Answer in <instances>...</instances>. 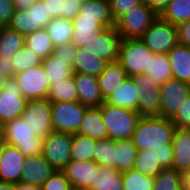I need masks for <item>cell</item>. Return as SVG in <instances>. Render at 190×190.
Returning a JSON list of instances; mask_svg holds the SVG:
<instances>
[{"instance_id":"obj_40","label":"cell","mask_w":190,"mask_h":190,"mask_svg":"<svg viewBox=\"0 0 190 190\" xmlns=\"http://www.w3.org/2000/svg\"><path fill=\"white\" fill-rule=\"evenodd\" d=\"M8 27L24 36L35 31L34 8L28 10L15 9Z\"/></svg>"},{"instance_id":"obj_23","label":"cell","mask_w":190,"mask_h":190,"mask_svg":"<svg viewBox=\"0 0 190 190\" xmlns=\"http://www.w3.org/2000/svg\"><path fill=\"white\" fill-rule=\"evenodd\" d=\"M76 133L90 136L95 140L109 139L108 130L103 122L100 107L86 109L82 123Z\"/></svg>"},{"instance_id":"obj_61","label":"cell","mask_w":190,"mask_h":190,"mask_svg":"<svg viewBox=\"0 0 190 190\" xmlns=\"http://www.w3.org/2000/svg\"><path fill=\"white\" fill-rule=\"evenodd\" d=\"M88 1H92V0H78V2L82 3V4H85L86 2Z\"/></svg>"},{"instance_id":"obj_33","label":"cell","mask_w":190,"mask_h":190,"mask_svg":"<svg viewBox=\"0 0 190 190\" xmlns=\"http://www.w3.org/2000/svg\"><path fill=\"white\" fill-rule=\"evenodd\" d=\"M137 152L132 139L116 140L117 171L122 173L133 169Z\"/></svg>"},{"instance_id":"obj_36","label":"cell","mask_w":190,"mask_h":190,"mask_svg":"<svg viewBox=\"0 0 190 190\" xmlns=\"http://www.w3.org/2000/svg\"><path fill=\"white\" fill-rule=\"evenodd\" d=\"M159 85L173 79L170 61L167 54H154L149 69L145 72Z\"/></svg>"},{"instance_id":"obj_27","label":"cell","mask_w":190,"mask_h":190,"mask_svg":"<svg viewBox=\"0 0 190 190\" xmlns=\"http://www.w3.org/2000/svg\"><path fill=\"white\" fill-rule=\"evenodd\" d=\"M78 15L82 17L98 18V23L106 28L115 26L111 15L109 0H92L82 4Z\"/></svg>"},{"instance_id":"obj_19","label":"cell","mask_w":190,"mask_h":190,"mask_svg":"<svg viewBox=\"0 0 190 190\" xmlns=\"http://www.w3.org/2000/svg\"><path fill=\"white\" fill-rule=\"evenodd\" d=\"M172 144L174 148L172 168L180 173L190 169V129L175 128Z\"/></svg>"},{"instance_id":"obj_55","label":"cell","mask_w":190,"mask_h":190,"mask_svg":"<svg viewBox=\"0 0 190 190\" xmlns=\"http://www.w3.org/2000/svg\"><path fill=\"white\" fill-rule=\"evenodd\" d=\"M36 0H13L15 9L28 10Z\"/></svg>"},{"instance_id":"obj_20","label":"cell","mask_w":190,"mask_h":190,"mask_svg":"<svg viewBox=\"0 0 190 190\" xmlns=\"http://www.w3.org/2000/svg\"><path fill=\"white\" fill-rule=\"evenodd\" d=\"M74 31L71 43L77 48L96 38L106 27L98 23V18L82 17L77 15L73 20Z\"/></svg>"},{"instance_id":"obj_35","label":"cell","mask_w":190,"mask_h":190,"mask_svg":"<svg viewBox=\"0 0 190 190\" xmlns=\"http://www.w3.org/2000/svg\"><path fill=\"white\" fill-rule=\"evenodd\" d=\"M93 161H95L99 166H107L117 170L116 140L110 138L96 140Z\"/></svg>"},{"instance_id":"obj_22","label":"cell","mask_w":190,"mask_h":190,"mask_svg":"<svg viewBox=\"0 0 190 190\" xmlns=\"http://www.w3.org/2000/svg\"><path fill=\"white\" fill-rule=\"evenodd\" d=\"M140 91L136 88L132 77H128L123 84L104 102L117 107L128 108L138 112Z\"/></svg>"},{"instance_id":"obj_51","label":"cell","mask_w":190,"mask_h":190,"mask_svg":"<svg viewBox=\"0 0 190 190\" xmlns=\"http://www.w3.org/2000/svg\"><path fill=\"white\" fill-rule=\"evenodd\" d=\"M51 18H58L64 12L65 0H43Z\"/></svg>"},{"instance_id":"obj_21","label":"cell","mask_w":190,"mask_h":190,"mask_svg":"<svg viewBox=\"0 0 190 190\" xmlns=\"http://www.w3.org/2000/svg\"><path fill=\"white\" fill-rule=\"evenodd\" d=\"M127 78L126 71L117 61L108 63L105 70L97 77L103 99L113 94Z\"/></svg>"},{"instance_id":"obj_18","label":"cell","mask_w":190,"mask_h":190,"mask_svg":"<svg viewBox=\"0 0 190 190\" xmlns=\"http://www.w3.org/2000/svg\"><path fill=\"white\" fill-rule=\"evenodd\" d=\"M55 169L45 160L42 154L26 157L21 181L27 184L42 186Z\"/></svg>"},{"instance_id":"obj_28","label":"cell","mask_w":190,"mask_h":190,"mask_svg":"<svg viewBox=\"0 0 190 190\" xmlns=\"http://www.w3.org/2000/svg\"><path fill=\"white\" fill-rule=\"evenodd\" d=\"M25 46L42 60L51 55L55 46L45 28L36 30L25 36Z\"/></svg>"},{"instance_id":"obj_30","label":"cell","mask_w":190,"mask_h":190,"mask_svg":"<svg viewBox=\"0 0 190 190\" xmlns=\"http://www.w3.org/2000/svg\"><path fill=\"white\" fill-rule=\"evenodd\" d=\"M25 45V36L14 29L0 27V56L12 58Z\"/></svg>"},{"instance_id":"obj_37","label":"cell","mask_w":190,"mask_h":190,"mask_svg":"<svg viewBox=\"0 0 190 190\" xmlns=\"http://www.w3.org/2000/svg\"><path fill=\"white\" fill-rule=\"evenodd\" d=\"M52 102H76L78 101L77 88L73 77L50 86L47 98Z\"/></svg>"},{"instance_id":"obj_53","label":"cell","mask_w":190,"mask_h":190,"mask_svg":"<svg viewBox=\"0 0 190 190\" xmlns=\"http://www.w3.org/2000/svg\"><path fill=\"white\" fill-rule=\"evenodd\" d=\"M170 0H143L158 16L167 7Z\"/></svg>"},{"instance_id":"obj_46","label":"cell","mask_w":190,"mask_h":190,"mask_svg":"<svg viewBox=\"0 0 190 190\" xmlns=\"http://www.w3.org/2000/svg\"><path fill=\"white\" fill-rule=\"evenodd\" d=\"M171 121L176 128H190V95L186 98L181 109Z\"/></svg>"},{"instance_id":"obj_58","label":"cell","mask_w":190,"mask_h":190,"mask_svg":"<svg viewBox=\"0 0 190 190\" xmlns=\"http://www.w3.org/2000/svg\"><path fill=\"white\" fill-rule=\"evenodd\" d=\"M0 190H15V183L0 181Z\"/></svg>"},{"instance_id":"obj_32","label":"cell","mask_w":190,"mask_h":190,"mask_svg":"<svg viewBox=\"0 0 190 190\" xmlns=\"http://www.w3.org/2000/svg\"><path fill=\"white\" fill-rule=\"evenodd\" d=\"M96 140L90 136L78 133L72 134V143L70 149L71 160L91 161L95 152Z\"/></svg>"},{"instance_id":"obj_60","label":"cell","mask_w":190,"mask_h":190,"mask_svg":"<svg viewBox=\"0 0 190 190\" xmlns=\"http://www.w3.org/2000/svg\"><path fill=\"white\" fill-rule=\"evenodd\" d=\"M5 145H6V141L4 139L2 131H0V156L2 154V150H3Z\"/></svg>"},{"instance_id":"obj_17","label":"cell","mask_w":190,"mask_h":190,"mask_svg":"<svg viewBox=\"0 0 190 190\" xmlns=\"http://www.w3.org/2000/svg\"><path fill=\"white\" fill-rule=\"evenodd\" d=\"M73 78L77 88L78 102L90 107H100L104 99L99 90L97 77L82 73H74Z\"/></svg>"},{"instance_id":"obj_8","label":"cell","mask_w":190,"mask_h":190,"mask_svg":"<svg viewBox=\"0 0 190 190\" xmlns=\"http://www.w3.org/2000/svg\"><path fill=\"white\" fill-rule=\"evenodd\" d=\"M71 143L72 134L51 131L43 139L42 155L55 170L62 171L71 161Z\"/></svg>"},{"instance_id":"obj_54","label":"cell","mask_w":190,"mask_h":190,"mask_svg":"<svg viewBox=\"0 0 190 190\" xmlns=\"http://www.w3.org/2000/svg\"><path fill=\"white\" fill-rule=\"evenodd\" d=\"M0 70H2L8 77L14 76V66L12 65V58H1L0 56Z\"/></svg>"},{"instance_id":"obj_9","label":"cell","mask_w":190,"mask_h":190,"mask_svg":"<svg viewBox=\"0 0 190 190\" xmlns=\"http://www.w3.org/2000/svg\"><path fill=\"white\" fill-rule=\"evenodd\" d=\"M13 77L27 101L48 98L50 83L42 64L16 73Z\"/></svg>"},{"instance_id":"obj_50","label":"cell","mask_w":190,"mask_h":190,"mask_svg":"<svg viewBox=\"0 0 190 190\" xmlns=\"http://www.w3.org/2000/svg\"><path fill=\"white\" fill-rule=\"evenodd\" d=\"M82 3L78 0H65L64 12L61 14V18L73 20L80 12Z\"/></svg>"},{"instance_id":"obj_44","label":"cell","mask_w":190,"mask_h":190,"mask_svg":"<svg viewBox=\"0 0 190 190\" xmlns=\"http://www.w3.org/2000/svg\"><path fill=\"white\" fill-rule=\"evenodd\" d=\"M34 8L35 31L45 28L52 20L43 0H36L30 7Z\"/></svg>"},{"instance_id":"obj_29","label":"cell","mask_w":190,"mask_h":190,"mask_svg":"<svg viewBox=\"0 0 190 190\" xmlns=\"http://www.w3.org/2000/svg\"><path fill=\"white\" fill-rule=\"evenodd\" d=\"M54 46L70 44L74 31L73 21L65 18H53L45 27Z\"/></svg>"},{"instance_id":"obj_41","label":"cell","mask_w":190,"mask_h":190,"mask_svg":"<svg viewBox=\"0 0 190 190\" xmlns=\"http://www.w3.org/2000/svg\"><path fill=\"white\" fill-rule=\"evenodd\" d=\"M153 190H183L181 173L173 168H164L155 177Z\"/></svg>"},{"instance_id":"obj_49","label":"cell","mask_w":190,"mask_h":190,"mask_svg":"<svg viewBox=\"0 0 190 190\" xmlns=\"http://www.w3.org/2000/svg\"><path fill=\"white\" fill-rule=\"evenodd\" d=\"M14 11L13 0H0V27L8 26Z\"/></svg>"},{"instance_id":"obj_4","label":"cell","mask_w":190,"mask_h":190,"mask_svg":"<svg viewBox=\"0 0 190 190\" xmlns=\"http://www.w3.org/2000/svg\"><path fill=\"white\" fill-rule=\"evenodd\" d=\"M154 53L140 39H122L117 62L128 77L145 74Z\"/></svg>"},{"instance_id":"obj_38","label":"cell","mask_w":190,"mask_h":190,"mask_svg":"<svg viewBox=\"0 0 190 190\" xmlns=\"http://www.w3.org/2000/svg\"><path fill=\"white\" fill-rule=\"evenodd\" d=\"M134 169L146 176L156 177L162 169L158 162L157 150H138Z\"/></svg>"},{"instance_id":"obj_34","label":"cell","mask_w":190,"mask_h":190,"mask_svg":"<svg viewBox=\"0 0 190 190\" xmlns=\"http://www.w3.org/2000/svg\"><path fill=\"white\" fill-rule=\"evenodd\" d=\"M159 17L175 26L190 20V0H170Z\"/></svg>"},{"instance_id":"obj_52","label":"cell","mask_w":190,"mask_h":190,"mask_svg":"<svg viewBox=\"0 0 190 190\" xmlns=\"http://www.w3.org/2000/svg\"><path fill=\"white\" fill-rule=\"evenodd\" d=\"M178 43L190 48V20L177 26Z\"/></svg>"},{"instance_id":"obj_1","label":"cell","mask_w":190,"mask_h":190,"mask_svg":"<svg viewBox=\"0 0 190 190\" xmlns=\"http://www.w3.org/2000/svg\"><path fill=\"white\" fill-rule=\"evenodd\" d=\"M175 128L171 119L142 116L131 139L137 150H155L172 143Z\"/></svg>"},{"instance_id":"obj_43","label":"cell","mask_w":190,"mask_h":190,"mask_svg":"<svg viewBox=\"0 0 190 190\" xmlns=\"http://www.w3.org/2000/svg\"><path fill=\"white\" fill-rule=\"evenodd\" d=\"M42 190H73L70 181L63 171L55 170L53 174L43 183Z\"/></svg>"},{"instance_id":"obj_45","label":"cell","mask_w":190,"mask_h":190,"mask_svg":"<svg viewBox=\"0 0 190 190\" xmlns=\"http://www.w3.org/2000/svg\"><path fill=\"white\" fill-rule=\"evenodd\" d=\"M143 0H109L111 15L116 22L125 12Z\"/></svg>"},{"instance_id":"obj_25","label":"cell","mask_w":190,"mask_h":190,"mask_svg":"<svg viewBox=\"0 0 190 190\" xmlns=\"http://www.w3.org/2000/svg\"><path fill=\"white\" fill-rule=\"evenodd\" d=\"M107 64L108 62L104 59L77 47L72 68L74 73H82L98 77L105 70Z\"/></svg>"},{"instance_id":"obj_6","label":"cell","mask_w":190,"mask_h":190,"mask_svg":"<svg viewBox=\"0 0 190 190\" xmlns=\"http://www.w3.org/2000/svg\"><path fill=\"white\" fill-rule=\"evenodd\" d=\"M52 129L74 134L78 131L88 107L76 102H52Z\"/></svg>"},{"instance_id":"obj_31","label":"cell","mask_w":190,"mask_h":190,"mask_svg":"<svg viewBox=\"0 0 190 190\" xmlns=\"http://www.w3.org/2000/svg\"><path fill=\"white\" fill-rule=\"evenodd\" d=\"M91 190H123L122 173L107 166H100L96 171L95 182Z\"/></svg>"},{"instance_id":"obj_56","label":"cell","mask_w":190,"mask_h":190,"mask_svg":"<svg viewBox=\"0 0 190 190\" xmlns=\"http://www.w3.org/2000/svg\"><path fill=\"white\" fill-rule=\"evenodd\" d=\"M15 190H42V187L20 181L15 183Z\"/></svg>"},{"instance_id":"obj_24","label":"cell","mask_w":190,"mask_h":190,"mask_svg":"<svg viewBox=\"0 0 190 190\" xmlns=\"http://www.w3.org/2000/svg\"><path fill=\"white\" fill-rule=\"evenodd\" d=\"M167 55L173 79L190 83V48L177 43Z\"/></svg>"},{"instance_id":"obj_5","label":"cell","mask_w":190,"mask_h":190,"mask_svg":"<svg viewBox=\"0 0 190 190\" xmlns=\"http://www.w3.org/2000/svg\"><path fill=\"white\" fill-rule=\"evenodd\" d=\"M158 15L143 1L125 12L115 27L122 39H140Z\"/></svg>"},{"instance_id":"obj_7","label":"cell","mask_w":190,"mask_h":190,"mask_svg":"<svg viewBox=\"0 0 190 190\" xmlns=\"http://www.w3.org/2000/svg\"><path fill=\"white\" fill-rule=\"evenodd\" d=\"M140 40L154 54H167L178 43L177 27L158 16Z\"/></svg>"},{"instance_id":"obj_11","label":"cell","mask_w":190,"mask_h":190,"mask_svg":"<svg viewBox=\"0 0 190 190\" xmlns=\"http://www.w3.org/2000/svg\"><path fill=\"white\" fill-rule=\"evenodd\" d=\"M51 102L46 99L27 102L21 118L32 127L35 136L45 139L52 129Z\"/></svg>"},{"instance_id":"obj_59","label":"cell","mask_w":190,"mask_h":190,"mask_svg":"<svg viewBox=\"0 0 190 190\" xmlns=\"http://www.w3.org/2000/svg\"><path fill=\"white\" fill-rule=\"evenodd\" d=\"M8 78L9 77L2 70H0V91L3 89Z\"/></svg>"},{"instance_id":"obj_39","label":"cell","mask_w":190,"mask_h":190,"mask_svg":"<svg viewBox=\"0 0 190 190\" xmlns=\"http://www.w3.org/2000/svg\"><path fill=\"white\" fill-rule=\"evenodd\" d=\"M155 177L133 169L122 172L123 190H153Z\"/></svg>"},{"instance_id":"obj_14","label":"cell","mask_w":190,"mask_h":190,"mask_svg":"<svg viewBox=\"0 0 190 190\" xmlns=\"http://www.w3.org/2000/svg\"><path fill=\"white\" fill-rule=\"evenodd\" d=\"M140 91L138 113L141 116H160V85L146 74L132 76Z\"/></svg>"},{"instance_id":"obj_12","label":"cell","mask_w":190,"mask_h":190,"mask_svg":"<svg viewBox=\"0 0 190 190\" xmlns=\"http://www.w3.org/2000/svg\"><path fill=\"white\" fill-rule=\"evenodd\" d=\"M121 41V35L116 27L112 26L98 33L96 38L91 39L80 48L91 52V54L104 59L108 63H113L118 60Z\"/></svg>"},{"instance_id":"obj_2","label":"cell","mask_w":190,"mask_h":190,"mask_svg":"<svg viewBox=\"0 0 190 190\" xmlns=\"http://www.w3.org/2000/svg\"><path fill=\"white\" fill-rule=\"evenodd\" d=\"M102 118L109 138L113 140L131 139L141 115L134 110L103 103L100 106Z\"/></svg>"},{"instance_id":"obj_26","label":"cell","mask_w":190,"mask_h":190,"mask_svg":"<svg viewBox=\"0 0 190 190\" xmlns=\"http://www.w3.org/2000/svg\"><path fill=\"white\" fill-rule=\"evenodd\" d=\"M42 66L50 86L58 82L73 77V68L69 65V60L58 59L53 53L42 60Z\"/></svg>"},{"instance_id":"obj_48","label":"cell","mask_w":190,"mask_h":190,"mask_svg":"<svg viewBox=\"0 0 190 190\" xmlns=\"http://www.w3.org/2000/svg\"><path fill=\"white\" fill-rule=\"evenodd\" d=\"M77 48L72 44H65L56 46L53 54L58 57V59L69 60V65L73 66L74 57L76 56Z\"/></svg>"},{"instance_id":"obj_15","label":"cell","mask_w":190,"mask_h":190,"mask_svg":"<svg viewBox=\"0 0 190 190\" xmlns=\"http://www.w3.org/2000/svg\"><path fill=\"white\" fill-rule=\"evenodd\" d=\"M99 168L100 166L93 160H71L62 171L73 190H91V184L95 182L96 171Z\"/></svg>"},{"instance_id":"obj_10","label":"cell","mask_w":190,"mask_h":190,"mask_svg":"<svg viewBox=\"0 0 190 190\" xmlns=\"http://www.w3.org/2000/svg\"><path fill=\"white\" fill-rule=\"evenodd\" d=\"M160 117L172 119L190 95V84L171 79L160 85Z\"/></svg>"},{"instance_id":"obj_47","label":"cell","mask_w":190,"mask_h":190,"mask_svg":"<svg viewBox=\"0 0 190 190\" xmlns=\"http://www.w3.org/2000/svg\"><path fill=\"white\" fill-rule=\"evenodd\" d=\"M158 162L163 168H172L174 161V148L172 143L165 144V147H158Z\"/></svg>"},{"instance_id":"obj_3","label":"cell","mask_w":190,"mask_h":190,"mask_svg":"<svg viewBox=\"0 0 190 190\" xmlns=\"http://www.w3.org/2000/svg\"><path fill=\"white\" fill-rule=\"evenodd\" d=\"M31 129L21 117L1 126L6 144L17 147L25 157L42 154L43 139L35 136Z\"/></svg>"},{"instance_id":"obj_13","label":"cell","mask_w":190,"mask_h":190,"mask_svg":"<svg viewBox=\"0 0 190 190\" xmlns=\"http://www.w3.org/2000/svg\"><path fill=\"white\" fill-rule=\"evenodd\" d=\"M27 102L14 77H9L0 91V125L21 117Z\"/></svg>"},{"instance_id":"obj_16","label":"cell","mask_w":190,"mask_h":190,"mask_svg":"<svg viewBox=\"0 0 190 190\" xmlns=\"http://www.w3.org/2000/svg\"><path fill=\"white\" fill-rule=\"evenodd\" d=\"M25 160L17 147L6 144L0 156V181L20 182Z\"/></svg>"},{"instance_id":"obj_42","label":"cell","mask_w":190,"mask_h":190,"mask_svg":"<svg viewBox=\"0 0 190 190\" xmlns=\"http://www.w3.org/2000/svg\"><path fill=\"white\" fill-rule=\"evenodd\" d=\"M41 64L42 59L31 52V50L25 45L12 56V65L14 66L15 74Z\"/></svg>"},{"instance_id":"obj_57","label":"cell","mask_w":190,"mask_h":190,"mask_svg":"<svg viewBox=\"0 0 190 190\" xmlns=\"http://www.w3.org/2000/svg\"><path fill=\"white\" fill-rule=\"evenodd\" d=\"M183 190H190V169L181 173Z\"/></svg>"}]
</instances>
